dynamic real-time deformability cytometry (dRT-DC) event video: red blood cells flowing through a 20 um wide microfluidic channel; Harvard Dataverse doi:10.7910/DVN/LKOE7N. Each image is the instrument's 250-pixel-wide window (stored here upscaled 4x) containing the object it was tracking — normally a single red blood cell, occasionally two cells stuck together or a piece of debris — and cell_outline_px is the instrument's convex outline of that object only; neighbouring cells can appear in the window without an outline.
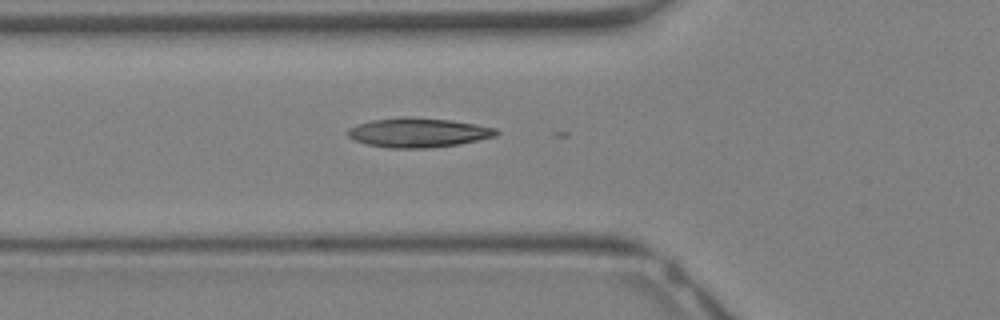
{"species": "Egyptian fruit bat (a non-hibernating species)", "species_latin": "Rousettus aegyptiacus", "temperature_condition": "warm", "stored_images_in_passage": 5, "camera_frame_rate_fps": 3000, "um_per_image_px": 0.085, "animal": {"sex": "female"}, "frame": {"image": 1, "passage_image": 5, "time_ms": 1.333, "image_size_px": [1000, 320], "cell_outline_px": [[500, 132], [496, 136], [460, 144], [428, 148], [388, 148], [368, 144], [352, 140], [348, 136], [348, 128], [372, 120], [404, 116], [408, 116], [452, 120], [476, 124], [496, 128]], "centroid_in_image_um": [35.57, 11.27], "position_along_channel_um": 90.2, "area_um2": 25.55}}